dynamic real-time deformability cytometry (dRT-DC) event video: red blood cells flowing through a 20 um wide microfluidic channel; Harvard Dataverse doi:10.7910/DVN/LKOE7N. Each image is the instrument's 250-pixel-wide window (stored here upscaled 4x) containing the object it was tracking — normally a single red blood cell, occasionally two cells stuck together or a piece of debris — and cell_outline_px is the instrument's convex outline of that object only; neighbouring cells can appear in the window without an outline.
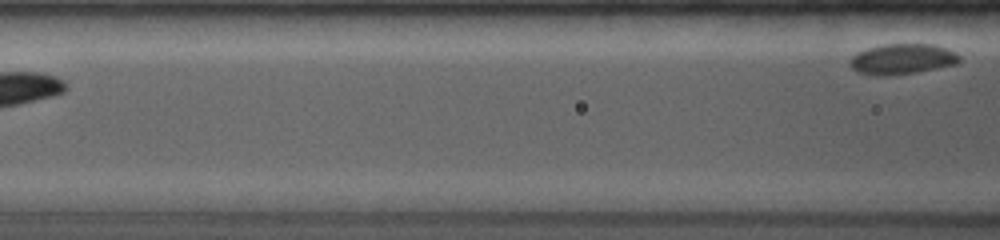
{"species": "common noctule bat (a hibernating species)", "species_latin": "Nyctalus noctula", "temperature_condition": "room temperature", "stored_images_in_passage": 5, "segment_of_instrument_passage": [2, 2], "camera_frame_rate_fps": 4000, "um_per_image_px": 0.085, "animal": {"sex": "female", "body_mass_g": 19.0, "forearm_length_mm": 53.3}, "frame": {"image": 1, "passage_image": 5, "time_ms": 2.75, "image_size_px": [1000, 240], "cell_outline_px": [[960, 60], [956, 64], [916, 72], [856, 72], [848, 64], [848, 60], [852, 56], [868, 48], [884, 44], [932, 44], [948, 48], [956, 52], [960, 56]], "centroid_in_image_um": [76.76, 4.96], "position_along_channel_um": 89.8, "area_um2": 18.55}}